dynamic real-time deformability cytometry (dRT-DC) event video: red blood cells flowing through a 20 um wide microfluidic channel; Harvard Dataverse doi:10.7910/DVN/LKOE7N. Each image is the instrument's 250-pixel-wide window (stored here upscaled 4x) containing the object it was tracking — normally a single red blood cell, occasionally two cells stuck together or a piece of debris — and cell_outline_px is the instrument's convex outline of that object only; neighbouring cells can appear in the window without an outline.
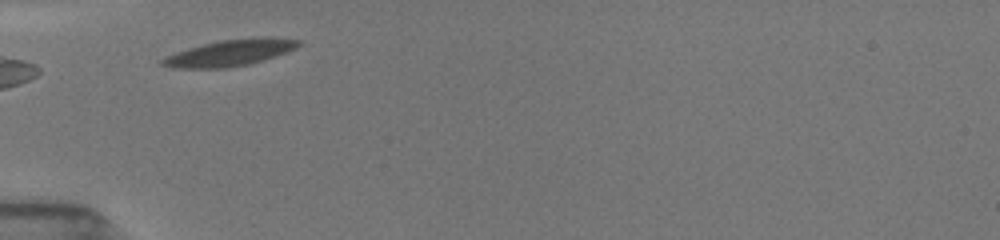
{"species": "common noctule bat (a hibernating species)", "species_latin": "Nyctalus noctula", "temperature_condition": "room temperature", "stored_images_in_passage": 30, "camera_frame_rate_fps": 3000, "um_per_image_px": 0.085, "animal": {"sex": "female", "body_mass_g": 19.5, "forearm_length_mm": 54.1}, "frame": {"image": 1, "passage_image": 2, "time_ms": 0.333, "image_size_px": [1000, 240], "cell_outline_px": [[300, 44], [296, 48], [288, 52], [264, 60], [248, 64], [228, 68], [176, 68], [160, 64], [160, 60], [168, 56], [188, 48], [220, 40], [252, 36], [268, 36], [300, 40]], "centroid_in_image_um": [19.62, 4.47], "position_along_channel_um": 65.4, "area_um2": 21.04}}
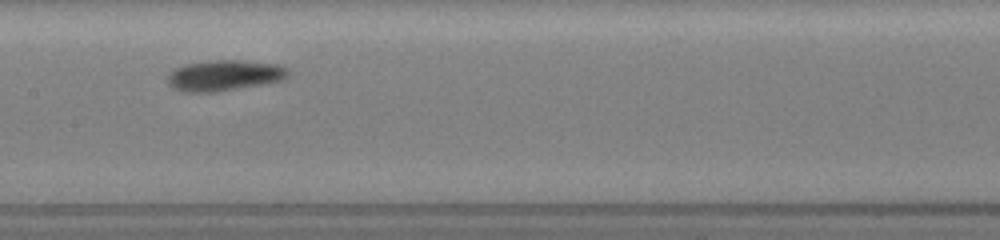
{"frame": {"image": 2, "passage_image": 12, "time_ms": 3.667, "image_size_px": [1000, 240], "cell_outline_px": [[292, 72], [284, 80], [216, 92], [180, 92], [172, 88], [168, 84], [168, 76], [176, 68], [188, 64], [208, 60], [240, 60], [276, 64], [288, 68]], "centroid_in_image_um": [19.1, 6.42], "position_along_channel_um": 188.3, "area_um2": 21.68}}
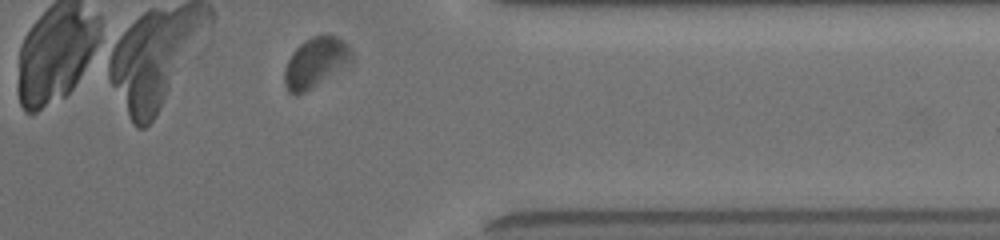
{"frame": {"image": 3, "passage_image": 28, "time_ms": 9.0, "image_size_px": [1000, 240], "cell_outline_px": [[352, 60], [348, 64], [304, 92], [296, 96], [288, 92], [284, 84], [284, 72], [288, 60], [292, 52], [304, 40], [312, 36], [336, 36], [348, 44], [352, 52]], "centroid_in_image_um": [26.79, 5.31], "position_along_channel_um": 384.6, "area_um2": 19.19}, "authors_computed_cell_mechanics": {"area_um2": 20.2011, "velocity_mm_per_s": 3.8002, "shape_relaxation_time_tau1_ms": 1.5553, "shape_relaxation_time_tau2_ms": null, "deformation_change_tau1": 0.0934, "deformation_change_tau2": null}}